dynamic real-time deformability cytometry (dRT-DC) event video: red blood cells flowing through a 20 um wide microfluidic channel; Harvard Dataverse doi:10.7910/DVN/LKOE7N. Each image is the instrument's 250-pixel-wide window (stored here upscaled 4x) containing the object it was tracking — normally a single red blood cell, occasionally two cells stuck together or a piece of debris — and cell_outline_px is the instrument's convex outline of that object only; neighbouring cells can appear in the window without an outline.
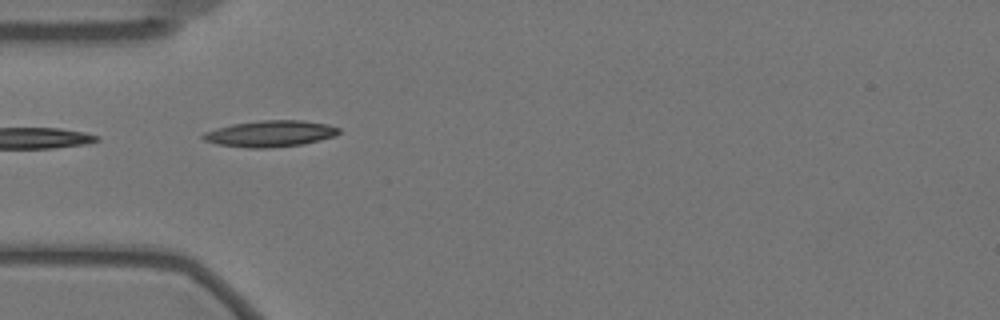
{"species": "Egyptian fruit bat (a non-hibernating species)", "species_latin": "Rousettus aegyptiacus", "temperature_condition": "warm", "stored_images_in_passage": 3, "camera_frame_rate_fps": 3000, "um_per_image_px": 0.085, "animal": {"sex": "female"}, "frame": {"image": 1, "passage_image": 1, "time_ms": 0.0, "image_size_px": [1000, 320], "cell_outline_px": [[340, 132], [332, 136], [304, 144], [268, 148], [248, 148], [216, 144], [204, 140], [200, 136], [204, 132], [216, 128], [232, 124], [260, 120], [304, 120], [328, 124], [340, 128]], "centroid_in_image_um": [22.94, 11.35], "position_along_channel_um": 62.1, "area_um2": 20.87}}